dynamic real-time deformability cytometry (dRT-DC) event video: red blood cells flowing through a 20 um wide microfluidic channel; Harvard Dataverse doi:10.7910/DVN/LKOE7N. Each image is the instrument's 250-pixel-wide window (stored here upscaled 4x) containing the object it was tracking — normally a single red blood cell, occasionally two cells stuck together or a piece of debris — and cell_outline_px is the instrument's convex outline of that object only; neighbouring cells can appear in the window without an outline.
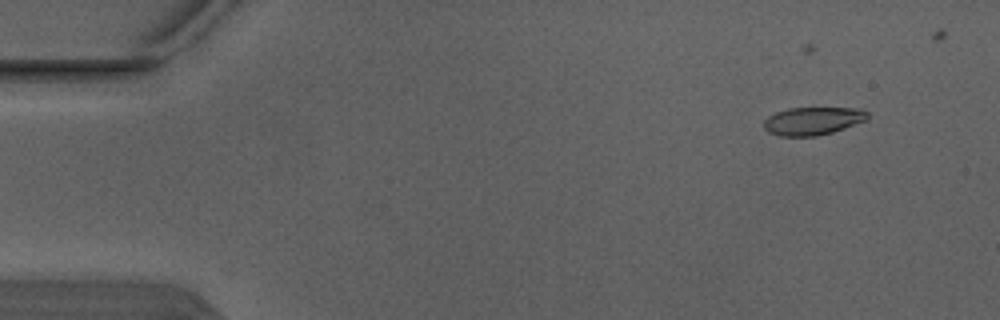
{"species": "Egyptian fruit bat (a non-hibernating species)", "species_latin": "Rousettus aegyptiacus", "temperature_condition": "warm", "stored_images_in_passage": 5, "camera_frame_rate_fps": 3000, "um_per_image_px": 0.085, "animal": {"sex": "male"}, "frame": {"image": 1, "passage_image": 3, "time_ms": 0.667, "image_size_px": [1000, 320], "cell_outline_px": [[868, 116], [864, 120], [832, 132], [816, 136], [780, 136], [768, 132], [764, 128], [764, 120], [768, 116], [776, 112], [788, 108], [860, 108], [868, 112]], "centroid_in_image_um": [69.04, 10.27], "position_along_channel_um": 16.0, "area_um2": 16.7}}